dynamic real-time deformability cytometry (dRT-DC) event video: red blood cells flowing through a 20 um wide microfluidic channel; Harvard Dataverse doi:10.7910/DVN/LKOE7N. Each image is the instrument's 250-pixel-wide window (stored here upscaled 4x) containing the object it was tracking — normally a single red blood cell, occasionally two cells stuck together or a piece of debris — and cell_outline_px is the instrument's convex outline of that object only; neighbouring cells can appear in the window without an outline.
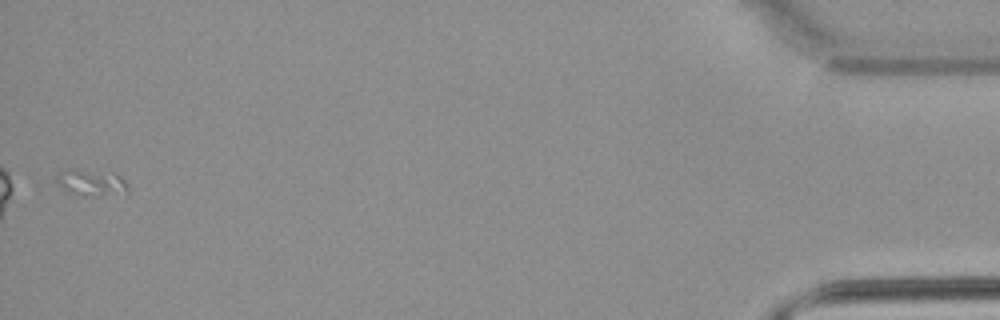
{"species": "common noctule bat (a hibernating species)", "species_latin": "Nyctalus noctula", "temperature_condition": "warm", "stored_images_in_passage": 38, "camera_frame_rate_fps": 3000, "um_per_image_px": 0.085, "animal": {"sex": "male", "body_mass_g": 21.5, "forearm_length_mm": 52.0}, "frame": {"image": 1, "passage_image": 38, "time_ms": 12.333, "image_size_px": [1000, 320], "cell_outline_px": [[128, 192], [64, 192], [60, 188], [56, 180], [56, 172], [72, 168], [116, 172], [124, 180], [128, 188]], "centroid_in_image_um": [7.67, 15.4], "position_along_channel_um": 427.5, "area_um2": 10.4}}